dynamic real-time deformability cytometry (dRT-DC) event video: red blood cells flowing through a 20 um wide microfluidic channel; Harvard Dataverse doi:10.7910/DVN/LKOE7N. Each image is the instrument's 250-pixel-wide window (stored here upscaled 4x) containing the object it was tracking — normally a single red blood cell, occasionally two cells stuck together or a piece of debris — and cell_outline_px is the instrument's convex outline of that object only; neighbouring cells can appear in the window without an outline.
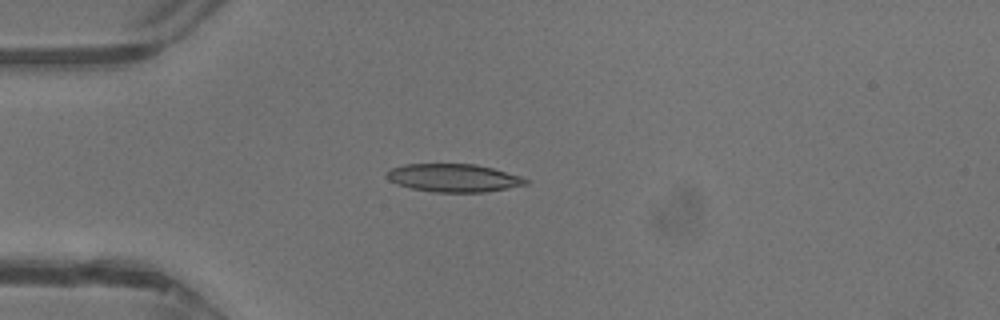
{"species": "common noctule bat (a hibernating species)", "species_latin": "Nyctalus noctula", "temperature_condition": "warm", "stored_images_in_passage": 16, "camera_frame_rate_fps": 3000, "um_per_image_px": 0.085, "animal": {"sex": "male", "body_mass_g": 13.3}, "frame": {"image": 1, "passage_image": 12, "time_ms": 3.667, "image_size_px": [1000, 320], "cell_outline_px": [[532, 180], [528, 184], [484, 192], [432, 192], [412, 188], [396, 184], [388, 180], [388, 172], [392, 168], [404, 164], [476, 164], [492, 168], [520, 176]], "centroid_in_image_um": [38.58, 15.12], "position_along_channel_um": 46.4, "area_um2": 22.6}}